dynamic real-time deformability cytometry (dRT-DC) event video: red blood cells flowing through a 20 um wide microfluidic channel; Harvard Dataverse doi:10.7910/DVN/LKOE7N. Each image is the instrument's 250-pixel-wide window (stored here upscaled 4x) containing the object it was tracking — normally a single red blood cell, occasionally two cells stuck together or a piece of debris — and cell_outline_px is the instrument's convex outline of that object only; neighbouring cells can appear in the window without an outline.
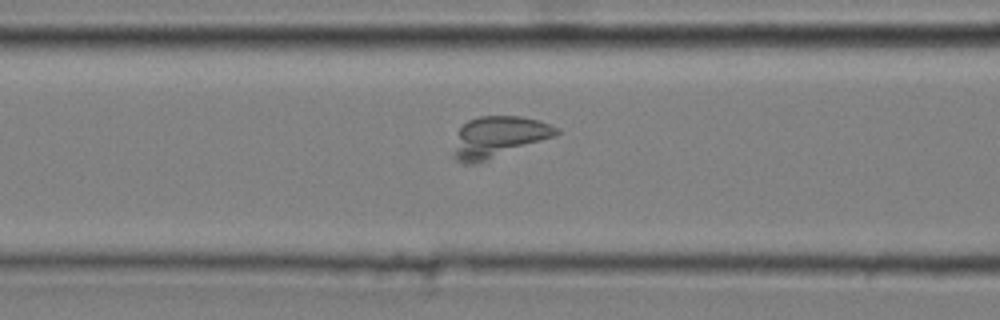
{"species": "common noctule bat (a hibernating species)", "species_latin": "Nyctalus noctula", "temperature_condition": "cold", "stored_images_in_passage": 41, "camera_frame_rate_fps": 3000, "um_per_image_px": 0.085, "animal": {"sex": "male", "body_mass_g": 20.4}, "frame": {"image": 1, "passage_image": 8, "time_ms": 2.333, "image_size_px": [1000, 320], "cell_outline_px": [[560, 132], [556, 136], [476, 164], [464, 164], [456, 160], [452, 156], [452, 152], [460, 128], [468, 120], [480, 116], [520, 116], [536, 120], [560, 128]], "centroid_in_image_um": [42.35, 11.65], "position_along_channel_um": 124.2, "area_um2": 24.57}}